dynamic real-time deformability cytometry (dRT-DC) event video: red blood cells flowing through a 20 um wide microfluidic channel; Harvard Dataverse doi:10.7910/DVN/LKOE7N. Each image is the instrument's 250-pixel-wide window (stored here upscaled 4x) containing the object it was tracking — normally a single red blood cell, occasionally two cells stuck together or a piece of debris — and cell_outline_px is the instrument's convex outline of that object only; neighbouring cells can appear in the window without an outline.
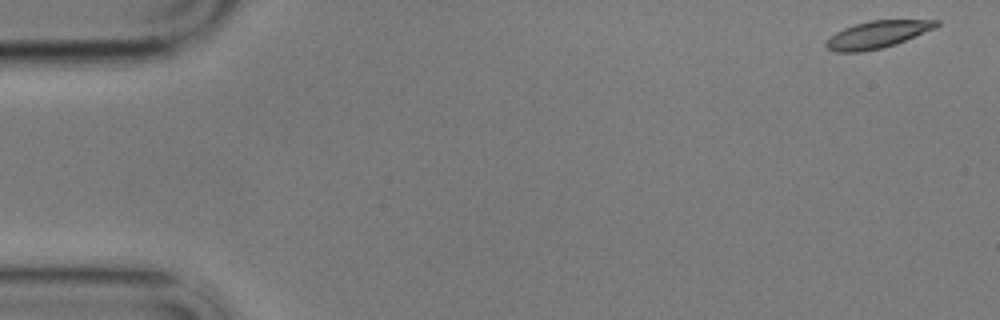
{"species": "common noctule bat (a hibernating species)", "species_latin": "Nyctalus noctula", "temperature_condition": "cold", "stored_images_in_passage": 57, "camera_frame_rate_fps": 3000, "um_per_image_px": 0.085, "animal": {"sex": "male", "body_mass_g": 17.9}, "frame": {"image": 1, "passage_image": 1, "time_ms": 0.0, "image_size_px": [1000, 320], "cell_outline_px": [[940, 24], [936, 28], [896, 44], [884, 48], [860, 52], [836, 52], [828, 48], [824, 44], [836, 32], [844, 28], [868, 20], [940, 20]], "centroid_in_image_um": [74.61, 2.93], "position_along_channel_um": 10.4, "area_um2": 17.46}}
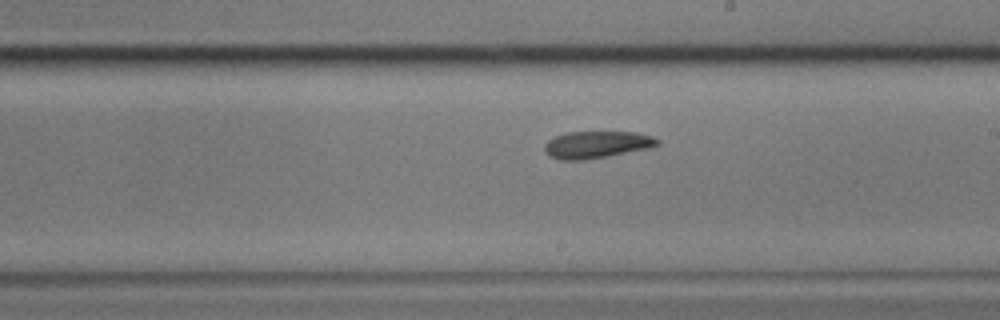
{"frame": {"image": 2, "passage_image": 32, "time_ms": 10.333, "image_size_px": [1000, 320], "cell_outline_px": [[660, 144], [648, 148], [604, 156], [580, 160], [560, 160], [548, 156], [544, 152], [544, 144], [548, 140], [556, 136], [568, 132], [636, 132], [652, 136], [660, 140]], "centroid_in_image_um": [50.68, 12.28], "position_along_channel_um": 238.3, "area_um2": 17.63}}
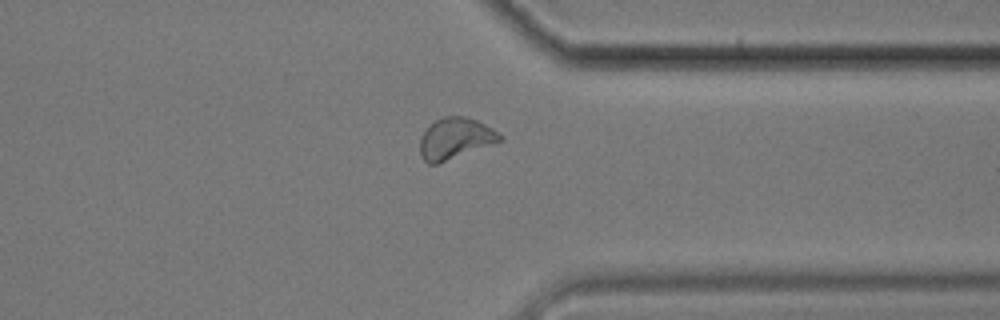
{"frame": {"image": 3, "passage_image": 44, "time_ms": 14.333, "image_size_px": [1000, 320], "cell_outline_px": [[504, 140], [436, 164], [428, 164], [420, 156], [420, 136], [436, 120], [444, 116], [464, 116], [476, 120], [492, 128], [504, 136]], "centroid_in_image_um": [38.7, 11.77], "position_along_channel_um": 372.7, "area_um2": 19.02}, "authors_computed_cell_mechanics": {"area_um2": 18.3226, "velocity_mm_per_s": 3.4242, "shape_relaxation_time_tau1_ms": 7.0774, "shape_relaxation_time_tau2_ms": 6.9119, "deformation_change_tau1": 0.1391, "deformation_change_tau2": 0.1276}}